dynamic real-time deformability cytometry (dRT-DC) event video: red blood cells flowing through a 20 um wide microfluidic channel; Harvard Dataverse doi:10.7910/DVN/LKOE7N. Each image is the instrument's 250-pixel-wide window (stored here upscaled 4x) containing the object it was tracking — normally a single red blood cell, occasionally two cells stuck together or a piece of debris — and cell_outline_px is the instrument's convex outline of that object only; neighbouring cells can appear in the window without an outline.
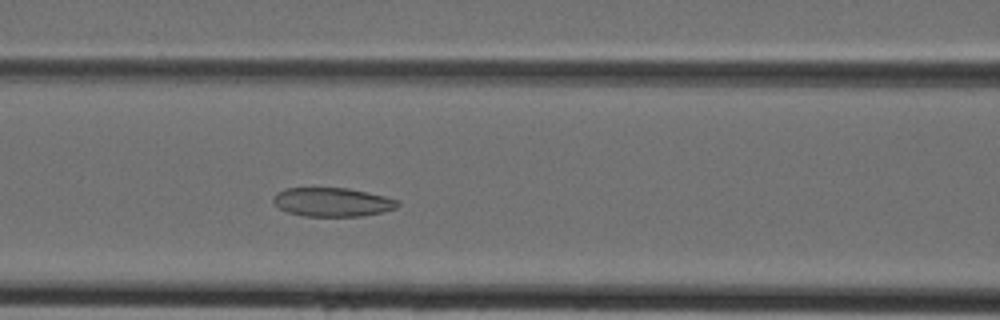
{"species": "Egyptian fruit bat (a non-hibernating species)", "species_latin": "Rousettus aegyptiacus", "temperature_condition": "cold", "stored_images_in_passage": 34, "camera_frame_rate_fps": 3000, "um_per_image_px": 0.085, "animal": {"sex": "female"}, "frame": {"image": 1, "passage_image": 14, "time_ms": 4.333, "image_size_px": [1000, 320], "cell_outline_px": [[400, 204], [396, 208], [384, 212], [364, 216], [304, 216], [288, 212], [280, 208], [272, 200], [272, 196], [276, 192], [284, 188], [348, 188], [368, 192], [400, 200]], "centroid_in_image_um": [28.27, 17.17], "position_along_channel_um": 138.3, "area_um2": 21.1}}
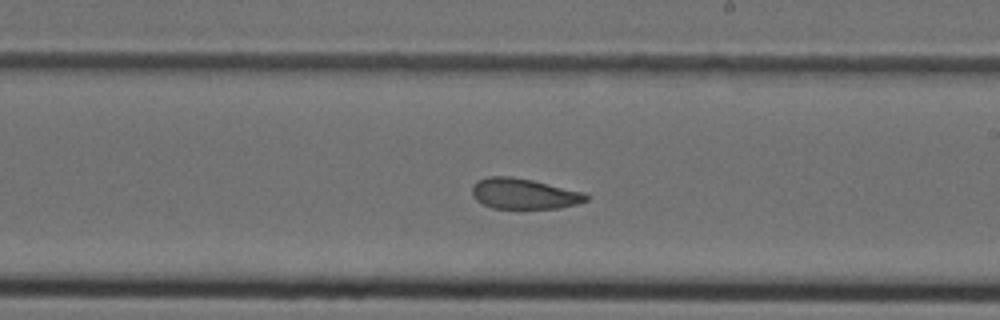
{"frame": {"image": 2, "passage_image": 21, "time_ms": 6.667, "image_size_px": [1000, 320], "cell_outline_px": [[588, 200], [576, 204], [560, 208], [492, 208], [476, 200], [472, 196], [472, 188], [476, 180], [488, 176], [512, 176], [532, 180], [584, 192], [588, 196]], "centroid_in_image_um": [44.51, 16.46], "position_along_channel_um": 244.5, "area_um2": 20.35}}
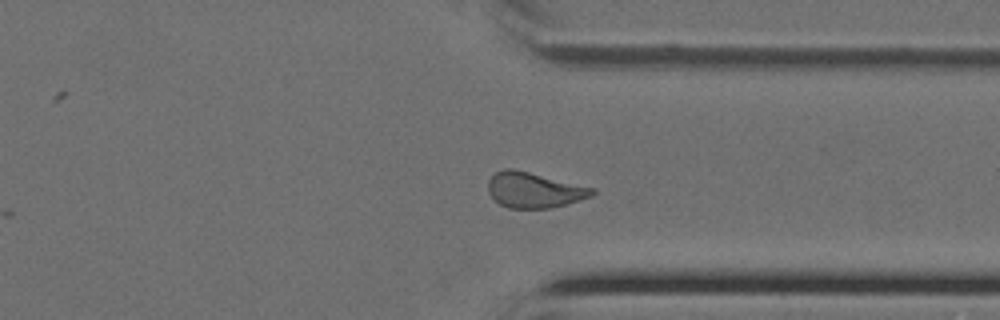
{"frame": {"image": 3, "passage_image": 29, "time_ms": 9.333, "image_size_px": [1000, 320], "cell_outline_px": [[596, 192], [592, 196], [580, 200], [552, 208], [508, 208], [500, 204], [488, 192], [488, 180], [496, 172], [504, 168], [512, 168], [596, 188]], "centroid_in_image_um": [45.42, 16.15], "position_along_channel_um": 366.0, "area_um2": 21.5}}